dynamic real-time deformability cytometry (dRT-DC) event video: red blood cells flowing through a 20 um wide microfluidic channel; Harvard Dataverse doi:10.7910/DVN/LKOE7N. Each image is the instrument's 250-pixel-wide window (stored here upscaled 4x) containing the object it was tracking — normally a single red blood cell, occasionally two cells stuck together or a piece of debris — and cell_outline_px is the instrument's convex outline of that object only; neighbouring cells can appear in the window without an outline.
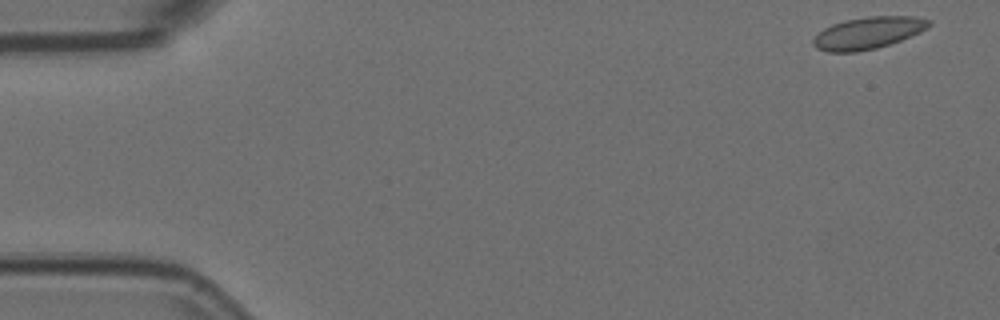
{"species": "Egyptian fruit bat (a non-hibernating species)", "species_latin": "Rousettus aegyptiacus", "temperature_condition": "room temperature", "stored_images_in_passage": 5, "camera_frame_rate_fps": 3000, "um_per_image_px": 0.085, "animal": {"sex": "female"}, "frame": {"image": 1, "passage_image": 1, "time_ms": 0.0, "image_size_px": [1000, 320], "cell_outline_px": [[932, 24], [928, 28], [920, 32], [900, 40], [876, 48], [856, 52], [828, 52], [816, 48], [812, 44], [812, 40], [824, 28], [832, 24], [844, 20], [868, 16], [916, 16], [932, 20]], "centroid_in_image_um": [73.8, 2.79], "position_along_channel_um": 11.2, "area_um2": 21.62}}